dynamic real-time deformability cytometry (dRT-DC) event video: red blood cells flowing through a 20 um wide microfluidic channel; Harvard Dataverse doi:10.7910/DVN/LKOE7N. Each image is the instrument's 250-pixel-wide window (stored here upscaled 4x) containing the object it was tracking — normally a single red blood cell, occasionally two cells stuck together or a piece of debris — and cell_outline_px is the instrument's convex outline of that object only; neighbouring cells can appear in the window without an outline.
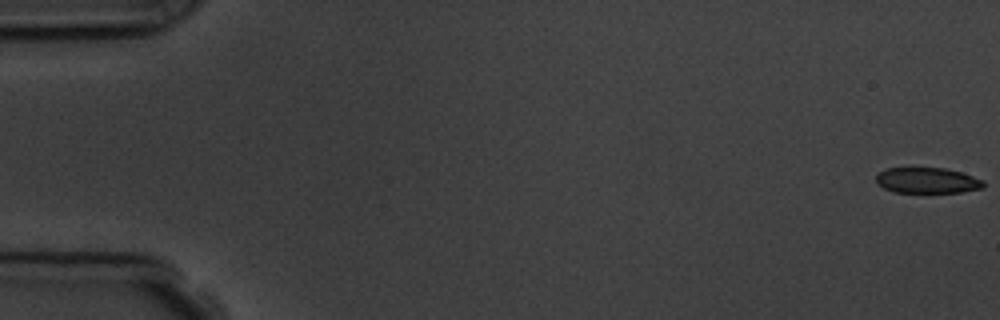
{"species": "common noctule bat (a hibernating species)", "species_latin": "Nyctalus noctula", "temperature_condition": "room temperature", "stored_images_in_passage": 6, "camera_frame_rate_fps": 3000, "um_per_image_px": 0.085, "animal": {"sex": "male", "body_mass_g": 19.5, "forearm_length_mm": 54.6}, "frame": {"image": 1, "passage_image": 1, "time_ms": 0.0, "image_size_px": [1000, 320], "cell_outline_px": [[984, 188], [960, 192], [892, 192], [884, 188], [876, 180], [876, 176], [880, 172], [888, 168], [908, 164], [912, 164], [944, 168], [960, 172], [984, 180]], "centroid_in_image_um": [78.78, 15.28], "position_along_channel_um": 6.2, "area_um2": 16.76}}
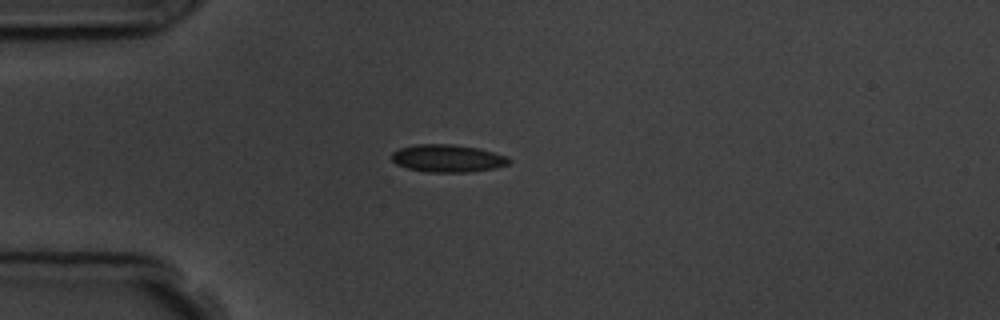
{"frame": {"image": 2, "passage_image": 5, "time_ms": 4.667, "image_size_px": [1000, 320], "cell_outline_px": [[512, 160], [508, 164], [496, 168], [468, 172], [428, 172], [408, 168], [396, 164], [392, 160], [392, 152], [400, 148], [416, 144], [452, 144], [476, 148], [508, 156]], "centroid_in_image_um": [38.05, 13.46], "position_along_channel_um": 46.9, "area_um2": 18.79}}